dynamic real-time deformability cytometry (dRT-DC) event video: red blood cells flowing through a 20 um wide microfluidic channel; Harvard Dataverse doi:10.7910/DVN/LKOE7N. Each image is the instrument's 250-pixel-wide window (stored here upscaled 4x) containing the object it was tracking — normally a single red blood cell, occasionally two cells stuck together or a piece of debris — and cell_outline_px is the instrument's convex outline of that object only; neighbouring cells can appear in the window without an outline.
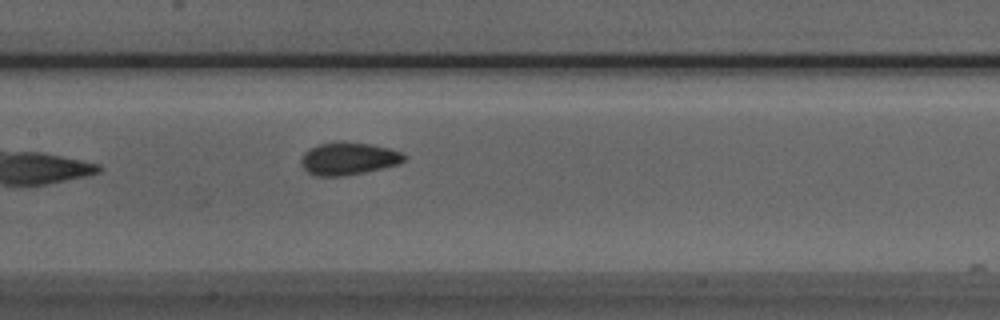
{"species": "Egyptian fruit bat (a non-hibernating species)", "species_latin": "Rousettus aegyptiacus", "temperature_condition": "room temperature", "stored_images_in_passage": 23, "camera_frame_rate_fps": 3000, "um_per_image_px": 0.085, "animal": {"sex": "male"}, "frame": {"image": 1, "passage_image": 11, "time_ms": 3.333, "image_size_px": [1000, 320], "cell_outline_px": [[408, 160], [400, 164], [384, 168], [344, 176], [312, 176], [300, 164], [300, 160], [304, 152], [308, 148], [316, 144], [340, 140], [372, 144], [388, 148], [400, 152], [408, 156]], "centroid_in_image_um": [29.61, 13.47], "position_along_channel_um": 177.8, "area_um2": 20.17}}